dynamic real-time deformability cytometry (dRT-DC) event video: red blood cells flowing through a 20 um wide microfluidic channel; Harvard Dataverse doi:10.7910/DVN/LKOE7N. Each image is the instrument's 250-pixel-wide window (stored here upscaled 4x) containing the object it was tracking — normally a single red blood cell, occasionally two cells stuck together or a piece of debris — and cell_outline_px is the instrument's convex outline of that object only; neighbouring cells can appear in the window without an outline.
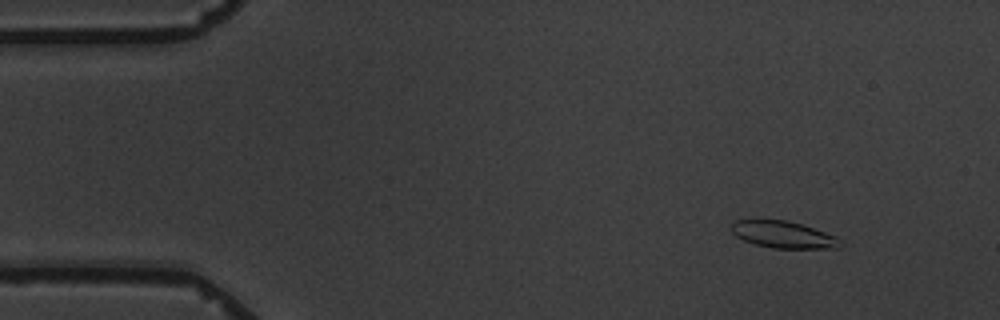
{"species": "common noctule bat (a hibernating species)", "species_latin": "Nyctalus noctula", "temperature_condition": "warm", "stored_images_in_passage": 4, "camera_frame_rate_fps": 3000, "um_per_image_px": 0.085, "animal": {"sex": "male", "body_mass_g": 19.5, "forearm_length_mm": 54.6}, "frame": {"image": 1, "passage_image": 2, "time_ms": 1.333, "image_size_px": [1000, 320], "cell_outline_px": [[844, 244], [840, 248], [772, 248], [756, 244], [744, 240], [736, 236], [732, 232], [732, 224], [736, 220], [784, 220], [800, 224], [836, 236]], "centroid_in_image_um": [66.61, 19.95], "position_along_channel_um": 18.4, "area_um2": 16.82}}